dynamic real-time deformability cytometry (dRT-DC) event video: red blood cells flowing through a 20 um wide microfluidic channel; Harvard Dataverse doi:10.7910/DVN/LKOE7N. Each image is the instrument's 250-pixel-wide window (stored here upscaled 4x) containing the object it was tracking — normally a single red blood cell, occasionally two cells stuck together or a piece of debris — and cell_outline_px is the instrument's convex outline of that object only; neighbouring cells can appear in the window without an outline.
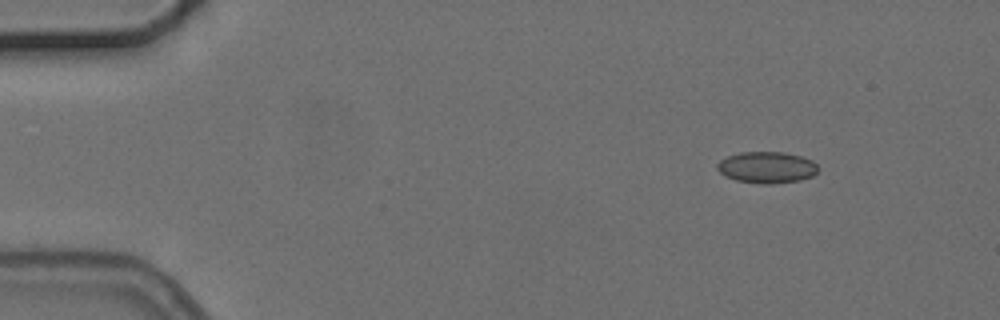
{"species": "common noctule bat (a hibernating species)", "species_latin": "Nyctalus noctula", "temperature_condition": "cold", "stored_images_in_passage": 4, "camera_frame_rate_fps": 3000, "um_per_image_px": 0.085, "animal": {"sex": "female", "body_mass_g": 24.6, "forearm_length_mm": 56.2}, "frame": {"image": 1, "passage_image": 2, "time_ms": 1.333, "image_size_px": [1000, 320], "cell_outline_px": [[820, 168], [812, 176], [800, 180], [772, 184], [760, 184], [736, 180], [720, 172], [716, 168], [716, 164], [720, 160], [728, 156], [740, 152], [784, 152], [800, 156], [812, 160]], "centroid_in_image_um": [65.19, 14.23], "position_along_channel_um": 19.8, "area_um2": 18.5}}